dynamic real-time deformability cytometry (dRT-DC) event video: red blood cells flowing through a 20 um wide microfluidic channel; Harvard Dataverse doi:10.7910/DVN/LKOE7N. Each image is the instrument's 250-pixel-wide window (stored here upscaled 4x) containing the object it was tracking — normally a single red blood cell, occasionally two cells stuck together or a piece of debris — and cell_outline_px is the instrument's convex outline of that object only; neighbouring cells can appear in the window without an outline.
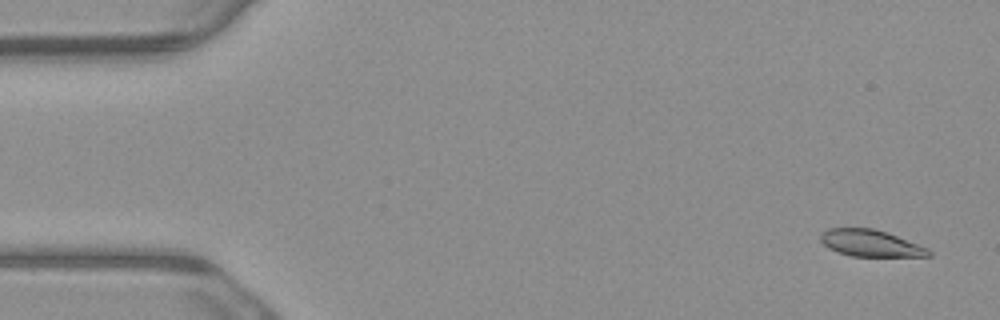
{"species": "common noctule bat (a hibernating species)", "species_latin": "Nyctalus noctula", "temperature_condition": "warm", "stored_images_in_passage": 3, "camera_frame_rate_fps": 3000, "um_per_image_px": 0.085, "animal": {"sex": "male", "body_mass_g": 23.1, "forearm_length_mm": 52.7}, "frame": {"image": 1, "passage_image": 1, "time_ms": 0.0, "image_size_px": [1000, 320], "cell_outline_px": [[932, 256], [852, 256], [836, 252], [828, 248], [820, 240], [820, 232], [828, 228], [872, 228], [896, 236], [928, 248], [932, 252]], "centroid_in_image_um": [73.95, 20.67], "position_along_channel_um": 11.1, "area_um2": 16.7}}
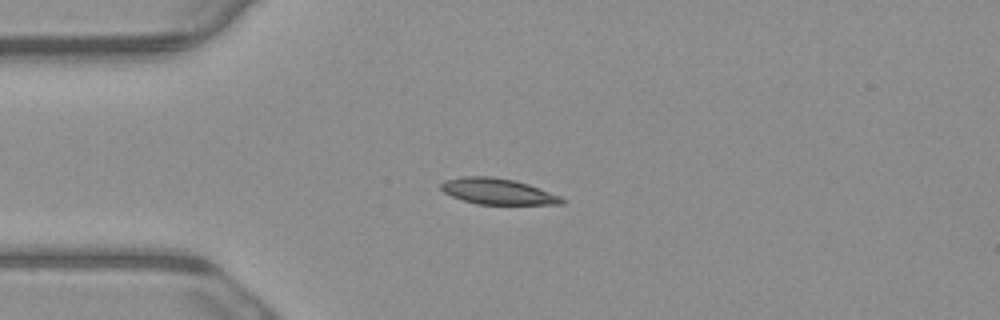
{"frame": {"image": 2, "passage_image": 3, "time_ms": 0.667, "image_size_px": [1000, 320], "cell_outline_px": [[564, 204], [476, 204], [452, 196], [444, 192], [440, 188], [440, 184], [444, 180], [464, 176], [492, 176], [516, 180], [528, 184], [560, 196], [564, 200]], "centroid_in_image_um": [42.28, 16.26], "position_along_channel_um": 42.7, "area_um2": 18.21}}